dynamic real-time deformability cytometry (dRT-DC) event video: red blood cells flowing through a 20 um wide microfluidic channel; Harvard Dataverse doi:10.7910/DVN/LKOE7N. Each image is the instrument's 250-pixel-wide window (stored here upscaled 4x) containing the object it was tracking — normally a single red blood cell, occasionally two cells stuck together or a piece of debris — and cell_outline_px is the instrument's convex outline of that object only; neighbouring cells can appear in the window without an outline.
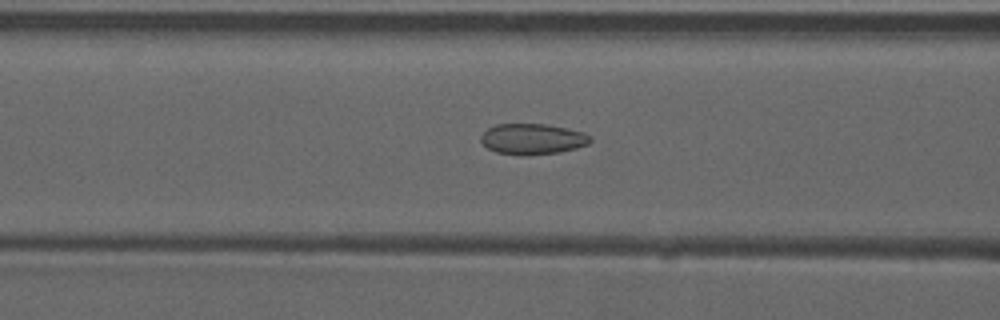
{"species": "common noctule bat (a hibernating species)", "species_latin": "Nyctalus noctula", "temperature_condition": "warm", "stored_images_in_passage": 53, "camera_frame_rate_fps": 3000, "um_per_image_px": 0.085, "animal": {"sex": "male", "forearm_length_mm": 52.5}, "frame": {"image": 1, "passage_image": 22, "time_ms": 7.0, "image_size_px": [1000, 320], "cell_outline_px": [[592, 140], [588, 144], [576, 148], [560, 152], [528, 156], [520, 156], [496, 152], [488, 148], [480, 140], [480, 136], [488, 128], [496, 124], [544, 124], [584, 132]], "centroid_in_image_um": [45.24, 11.83], "position_along_channel_um": 121.4, "area_um2": 19.65}}
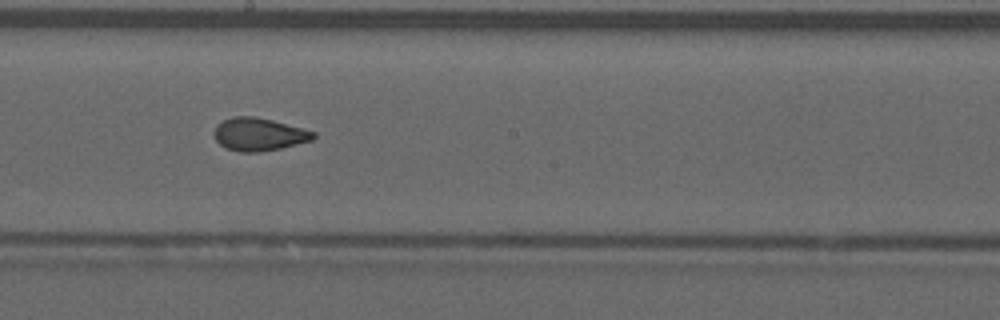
{"frame": {"image": 2, "passage_image": 30, "time_ms": 9.667, "image_size_px": [1000, 320], "cell_outline_px": [[316, 136], [312, 140], [280, 148], [256, 152], [240, 152], [224, 148], [216, 140], [212, 132], [216, 124], [224, 120], [236, 116], [252, 116], [272, 120], [316, 132]], "centroid_in_image_um": [21.96, 11.42], "position_along_channel_um": 226.2, "area_um2": 18.96}}
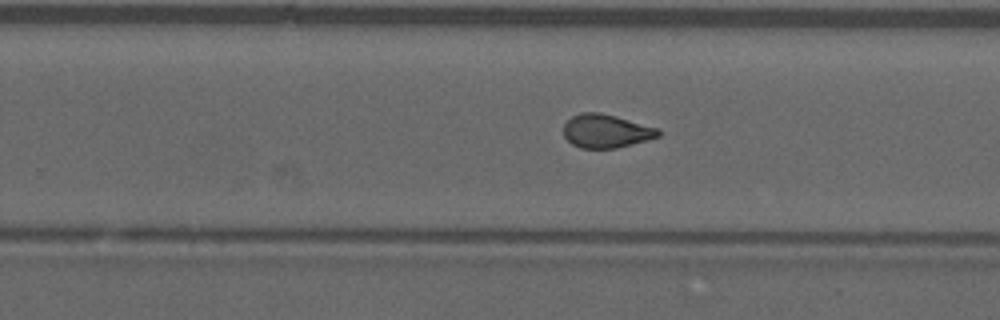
{"frame": {"image": 3, "passage_image": 34, "time_ms": 11.0, "image_size_px": [1000, 320], "cell_outline_px": [[660, 136], [648, 140], [616, 148], [580, 148], [572, 144], [564, 136], [564, 124], [572, 116], [580, 112], [600, 112], [616, 116], [656, 128], [660, 132]], "centroid_in_image_um": [51.49, 11.14], "position_along_channel_um": 278.3, "area_um2": 18.38}, "authors_computed_cell_mechanics": {"area_um2": 19.1896, "velocity_mm_per_s": 3.9349, "shape_relaxation_time_tau1_ms": null, "shape_relaxation_time_tau2_ms": 1.1423, "deformation_change_tau1": null, "deformation_change_tau2": 0.0609}}